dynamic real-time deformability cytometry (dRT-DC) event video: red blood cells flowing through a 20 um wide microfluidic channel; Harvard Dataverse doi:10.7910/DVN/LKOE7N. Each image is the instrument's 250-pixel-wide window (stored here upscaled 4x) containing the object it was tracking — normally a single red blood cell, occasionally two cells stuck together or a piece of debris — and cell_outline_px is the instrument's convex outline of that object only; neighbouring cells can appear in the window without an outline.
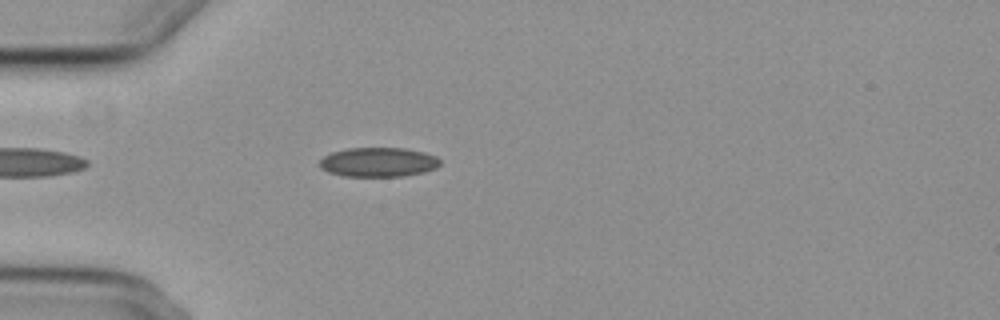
{"species": "common noctule bat (a hibernating species)", "species_latin": "Nyctalus noctula", "temperature_condition": "cold", "stored_images_in_passage": 1, "camera_frame_rate_fps": 3000, "um_per_image_px": 0.085, "animal": {"sex": "female", "body_mass_g": 29.2, "forearm_length_mm": 56.3}, "frame": {"image": 1, "passage_image": 1, "time_ms": 0.0, "image_size_px": [1000, 320], "cell_outline_px": [[440, 164], [436, 168], [424, 172], [404, 176], [344, 176], [328, 172], [320, 168], [320, 160], [324, 156], [332, 152], [348, 148], [404, 148], [424, 152], [436, 156], [440, 160]], "centroid_in_image_um": [32.17, 13.78], "position_along_channel_um": 52.8, "area_um2": 20.63}}